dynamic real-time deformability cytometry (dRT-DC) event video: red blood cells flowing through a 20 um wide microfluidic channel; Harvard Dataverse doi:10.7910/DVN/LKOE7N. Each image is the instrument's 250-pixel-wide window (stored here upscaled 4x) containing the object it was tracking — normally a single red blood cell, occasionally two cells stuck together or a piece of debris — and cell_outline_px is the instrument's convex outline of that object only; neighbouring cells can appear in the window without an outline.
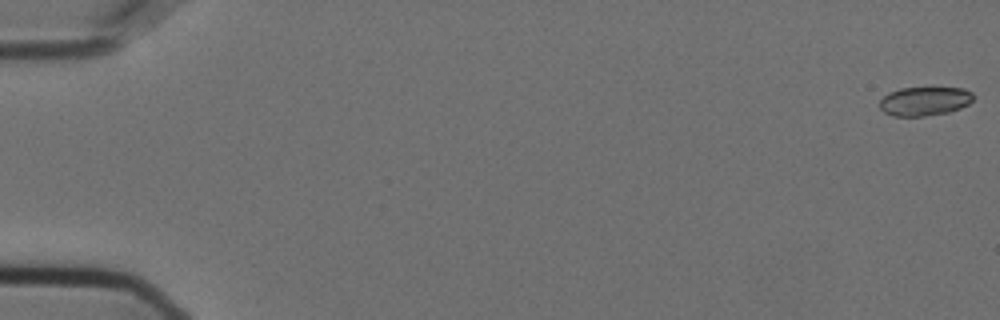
{"species": "Egyptian fruit bat (a non-hibernating species)", "species_latin": "Rousettus aegyptiacus", "temperature_condition": "cold", "stored_images_in_passage": 13, "camera_frame_rate_fps": 3000, "um_per_image_px": 0.085, "animal": {"sex": "female"}, "frame": {"image": 1, "passage_image": 1, "time_ms": 0.0, "image_size_px": [1000, 320], "cell_outline_px": [[972, 100], [968, 104], [960, 108], [948, 112], [924, 116], [892, 116], [884, 112], [880, 108], [880, 100], [888, 92], [900, 88], [964, 88], [972, 92]], "centroid_in_image_um": [78.56, 8.6], "position_along_channel_um": 6.4, "area_um2": 15.72}}